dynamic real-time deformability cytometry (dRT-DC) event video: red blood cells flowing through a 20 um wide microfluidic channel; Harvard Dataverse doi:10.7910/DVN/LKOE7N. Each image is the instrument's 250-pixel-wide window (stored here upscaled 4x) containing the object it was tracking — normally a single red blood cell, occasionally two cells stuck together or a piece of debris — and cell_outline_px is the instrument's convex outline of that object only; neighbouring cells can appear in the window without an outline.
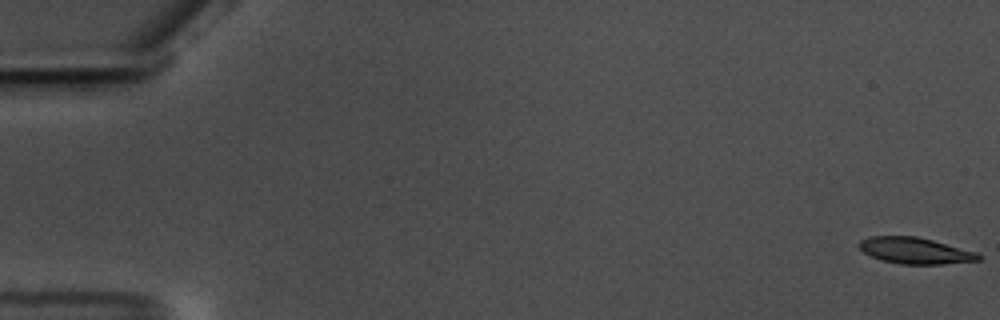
{"species": "common noctule bat (a hibernating species)", "species_latin": "Nyctalus noctula", "temperature_condition": "warm", "stored_images_in_passage": 4, "camera_frame_rate_fps": 3000, "um_per_image_px": 0.085, "animal": {"sex": "male", "body_mass_g": 17.5, "forearm_length_mm": 52.3}, "frame": {"image": 1, "passage_image": 1, "time_ms": 0.0, "image_size_px": [1000, 320], "cell_outline_px": [[980, 260], [940, 264], [900, 264], [880, 260], [864, 252], [856, 244], [860, 240], [872, 236], [916, 236], [932, 240], [976, 252], [980, 256]], "centroid_in_image_um": [77.73, 21.3], "position_along_channel_um": 7.3, "area_um2": 18.09}}